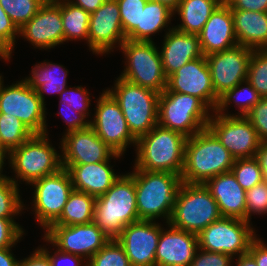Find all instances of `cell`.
Segmentation results:
<instances>
[{
	"instance_id": "1",
	"label": "cell",
	"mask_w": 267,
	"mask_h": 266,
	"mask_svg": "<svg viewBox=\"0 0 267 266\" xmlns=\"http://www.w3.org/2000/svg\"><path fill=\"white\" fill-rule=\"evenodd\" d=\"M131 172L120 174L105 194L96 197L93 223L110 239H117L127 225L140 221L134 169Z\"/></svg>"
},
{
	"instance_id": "2",
	"label": "cell",
	"mask_w": 267,
	"mask_h": 266,
	"mask_svg": "<svg viewBox=\"0 0 267 266\" xmlns=\"http://www.w3.org/2000/svg\"><path fill=\"white\" fill-rule=\"evenodd\" d=\"M235 158L208 129L186 139L182 182L204 184L231 171Z\"/></svg>"
},
{
	"instance_id": "3",
	"label": "cell",
	"mask_w": 267,
	"mask_h": 266,
	"mask_svg": "<svg viewBox=\"0 0 267 266\" xmlns=\"http://www.w3.org/2000/svg\"><path fill=\"white\" fill-rule=\"evenodd\" d=\"M186 139L183 134L157 124L137 139L133 169L181 175Z\"/></svg>"
},
{
	"instance_id": "4",
	"label": "cell",
	"mask_w": 267,
	"mask_h": 266,
	"mask_svg": "<svg viewBox=\"0 0 267 266\" xmlns=\"http://www.w3.org/2000/svg\"><path fill=\"white\" fill-rule=\"evenodd\" d=\"M134 182L139 219L168 223L182 184L181 175L134 169Z\"/></svg>"
},
{
	"instance_id": "5",
	"label": "cell",
	"mask_w": 267,
	"mask_h": 266,
	"mask_svg": "<svg viewBox=\"0 0 267 266\" xmlns=\"http://www.w3.org/2000/svg\"><path fill=\"white\" fill-rule=\"evenodd\" d=\"M48 134H34L8 153V163L14 172L10 179L19 186L57 173L62 169L61 153L53 147ZM19 181V183H18Z\"/></svg>"
},
{
	"instance_id": "6",
	"label": "cell",
	"mask_w": 267,
	"mask_h": 266,
	"mask_svg": "<svg viewBox=\"0 0 267 266\" xmlns=\"http://www.w3.org/2000/svg\"><path fill=\"white\" fill-rule=\"evenodd\" d=\"M118 102L131 134L136 138L147 134L158 124L159 93L121 77L106 89Z\"/></svg>"
},
{
	"instance_id": "7",
	"label": "cell",
	"mask_w": 267,
	"mask_h": 266,
	"mask_svg": "<svg viewBox=\"0 0 267 266\" xmlns=\"http://www.w3.org/2000/svg\"><path fill=\"white\" fill-rule=\"evenodd\" d=\"M221 217L216 200L204 184L182 182L168 223L198 235Z\"/></svg>"
},
{
	"instance_id": "8",
	"label": "cell",
	"mask_w": 267,
	"mask_h": 266,
	"mask_svg": "<svg viewBox=\"0 0 267 266\" xmlns=\"http://www.w3.org/2000/svg\"><path fill=\"white\" fill-rule=\"evenodd\" d=\"M213 111L198 97L163 91L158 100V125L189 138L207 128Z\"/></svg>"
},
{
	"instance_id": "9",
	"label": "cell",
	"mask_w": 267,
	"mask_h": 266,
	"mask_svg": "<svg viewBox=\"0 0 267 266\" xmlns=\"http://www.w3.org/2000/svg\"><path fill=\"white\" fill-rule=\"evenodd\" d=\"M124 57V70L119 77L161 94L167 86V77L155 42L126 39L119 47Z\"/></svg>"
},
{
	"instance_id": "10",
	"label": "cell",
	"mask_w": 267,
	"mask_h": 266,
	"mask_svg": "<svg viewBox=\"0 0 267 266\" xmlns=\"http://www.w3.org/2000/svg\"><path fill=\"white\" fill-rule=\"evenodd\" d=\"M252 222L221 217L214 221L198 235V247L208 252L231 255L233 258L248 253L251 242L259 236Z\"/></svg>"
},
{
	"instance_id": "11",
	"label": "cell",
	"mask_w": 267,
	"mask_h": 266,
	"mask_svg": "<svg viewBox=\"0 0 267 266\" xmlns=\"http://www.w3.org/2000/svg\"><path fill=\"white\" fill-rule=\"evenodd\" d=\"M34 189L30 208L36 222L46 230L62 214L64 206L74 190L72 179L67 169L44 176L30 184Z\"/></svg>"
},
{
	"instance_id": "12",
	"label": "cell",
	"mask_w": 267,
	"mask_h": 266,
	"mask_svg": "<svg viewBox=\"0 0 267 266\" xmlns=\"http://www.w3.org/2000/svg\"><path fill=\"white\" fill-rule=\"evenodd\" d=\"M47 108L27 82L22 78L16 83L0 87V113L14 115L33 134H48Z\"/></svg>"
},
{
	"instance_id": "13",
	"label": "cell",
	"mask_w": 267,
	"mask_h": 266,
	"mask_svg": "<svg viewBox=\"0 0 267 266\" xmlns=\"http://www.w3.org/2000/svg\"><path fill=\"white\" fill-rule=\"evenodd\" d=\"M100 94L90 127L115 153L124 155L129 145L136 146L137 139L131 134L118 102L106 89Z\"/></svg>"
},
{
	"instance_id": "14",
	"label": "cell",
	"mask_w": 267,
	"mask_h": 266,
	"mask_svg": "<svg viewBox=\"0 0 267 266\" xmlns=\"http://www.w3.org/2000/svg\"><path fill=\"white\" fill-rule=\"evenodd\" d=\"M46 243L58 250L78 255L88 261L109 240L93 222L72 226L50 225L43 235Z\"/></svg>"
},
{
	"instance_id": "15",
	"label": "cell",
	"mask_w": 267,
	"mask_h": 266,
	"mask_svg": "<svg viewBox=\"0 0 267 266\" xmlns=\"http://www.w3.org/2000/svg\"><path fill=\"white\" fill-rule=\"evenodd\" d=\"M207 128L235 159L255 157L262 143L245 116H223L213 112Z\"/></svg>"
},
{
	"instance_id": "16",
	"label": "cell",
	"mask_w": 267,
	"mask_h": 266,
	"mask_svg": "<svg viewBox=\"0 0 267 266\" xmlns=\"http://www.w3.org/2000/svg\"><path fill=\"white\" fill-rule=\"evenodd\" d=\"M116 0H106L90 14L88 47L95 55L114 52L126 40Z\"/></svg>"
},
{
	"instance_id": "17",
	"label": "cell",
	"mask_w": 267,
	"mask_h": 266,
	"mask_svg": "<svg viewBox=\"0 0 267 266\" xmlns=\"http://www.w3.org/2000/svg\"><path fill=\"white\" fill-rule=\"evenodd\" d=\"M21 37L40 50L64 44L61 0H46L38 12L19 29Z\"/></svg>"
},
{
	"instance_id": "18",
	"label": "cell",
	"mask_w": 267,
	"mask_h": 266,
	"mask_svg": "<svg viewBox=\"0 0 267 266\" xmlns=\"http://www.w3.org/2000/svg\"><path fill=\"white\" fill-rule=\"evenodd\" d=\"M252 53L253 49L237 45L205 56L214 91L218 97L247 80L248 64Z\"/></svg>"
},
{
	"instance_id": "19",
	"label": "cell",
	"mask_w": 267,
	"mask_h": 266,
	"mask_svg": "<svg viewBox=\"0 0 267 266\" xmlns=\"http://www.w3.org/2000/svg\"><path fill=\"white\" fill-rule=\"evenodd\" d=\"M164 91L196 96L213 112L219 101V97L214 91L205 56L189 61L170 75L167 78V86Z\"/></svg>"
},
{
	"instance_id": "20",
	"label": "cell",
	"mask_w": 267,
	"mask_h": 266,
	"mask_svg": "<svg viewBox=\"0 0 267 266\" xmlns=\"http://www.w3.org/2000/svg\"><path fill=\"white\" fill-rule=\"evenodd\" d=\"M162 224L140 220L127 225L116 239L124 248L131 266H155V253Z\"/></svg>"
},
{
	"instance_id": "21",
	"label": "cell",
	"mask_w": 267,
	"mask_h": 266,
	"mask_svg": "<svg viewBox=\"0 0 267 266\" xmlns=\"http://www.w3.org/2000/svg\"><path fill=\"white\" fill-rule=\"evenodd\" d=\"M59 140L62 164L104 162L115 153L90 126L63 134Z\"/></svg>"
},
{
	"instance_id": "22",
	"label": "cell",
	"mask_w": 267,
	"mask_h": 266,
	"mask_svg": "<svg viewBox=\"0 0 267 266\" xmlns=\"http://www.w3.org/2000/svg\"><path fill=\"white\" fill-rule=\"evenodd\" d=\"M155 253V266H190L198 250L197 235L166 223Z\"/></svg>"
},
{
	"instance_id": "23",
	"label": "cell",
	"mask_w": 267,
	"mask_h": 266,
	"mask_svg": "<svg viewBox=\"0 0 267 266\" xmlns=\"http://www.w3.org/2000/svg\"><path fill=\"white\" fill-rule=\"evenodd\" d=\"M123 155L114 153L107 161L89 164H62L68 170L74 190L98 197L119 178L115 173L111 159L118 160Z\"/></svg>"
},
{
	"instance_id": "24",
	"label": "cell",
	"mask_w": 267,
	"mask_h": 266,
	"mask_svg": "<svg viewBox=\"0 0 267 266\" xmlns=\"http://www.w3.org/2000/svg\"><path fill=\"white\" fill-rule=\"evenodd\" d=\"M198 37L204 56L238 45L231 8L225 1L210 15Z\"/></svg>"
},
{
	"instance_id": "25",
	"label": "cell",
	"mask_w": 267,
	"mask_h": 266,
	"mask_svg": "<svg viewBox=\"0 0 267 266\" xmlns=\"http://www.w3.org/2000/svg\"><path fill=\"white\" fill-rule=\"evenodd\" d=\"M161 47L159 53L167 78L189 61L204 56L198 35L184 33L174 27L165 32Z\"/></svg>"
},
{
	"instance_id": "26",
	"label": "cell",
	"mask_w": 267,
	"mask_h": 266,
	"mask_svg": "<svg viewBox=\"0 0 267 266\" xmlns=\"http://www.w3.org/2000/svg\"><path fill=\"white\" fill-rule=\"evenodd\" d=\"M204 185L216 200L222 217L246 220V191L231 171L214 176Z\"/></svg>"
},
{
	"instance_id": "27",
	"label": "cell",
	"mask_w": 267,
	"mask_h": 266,
	"mask_svg": "<svg viewBox=\"0 0 267 266\" xmlns=\"http://www.w3.org/2000/svg\"><path fill=\"white\" fill-rule=\"evenodd\" d=\"M238 45L267 49V12L231 10Z\"/></svg>"
},
{
	"instance_id": "28",
	"label": "cell",
	"mask_w": 267,
	"mask_h": 266,
	"mask_svg": "<svg viewBox=\"0 0 267 266\" xmlns=\"http://www.w3.org/2000/svg\"><path fill=\"white\" fill-rule=\"evenodd\" d=\"M174 19L173 11L166 5L148 0L144 9L141 10L139 16V24L137 27L126 37L131 41H144L153 42L152 36L159 34L164 28V31L168 32L173 28L171 20Z\"/></svg>"
},
{
	"instance_id": "29",
	"label": "cell",
	"mask_w": 267,
	"mask_h": 266,
	"mask_svg": "<svg viewBox=\"0 0 267 266\" xmlns=\"http://www.w3.org/2000/svg\"><path fill=\"white\" fill-rule=\"evenodd\" d=\"M68 69L58 63L44 60L33 65L32 71L24 80L45 104V93L60 95L67 86ZM45 92V93H44Z\"/></svg>"
},
{
	"instance_id": "30",
	"label": "cell",
	"mask_w": 267,
	"mask_h": 266,
	"mask_svg": "<svg viewBox=\"0 0 267 266\" xmlns=\"http://www.w3.org/2000/svg\"><path fill=\"white\" fill-rule=\"evenodd\" d=\"M224 0H180L173 12L180 24L173 27L181 32L198 35L210 15Z\"/></svg>"
},
{
	"instance_id": "31",
	"label": "cell",
	"mask_w": 267,
	"mask_h": 266,
	"mask_svg": "<svg viewBox=\"0 0 267 266\" xmlns=\"http://www.w3.org/2000/svg\"><path fill=\"white\" fill-rule=\"evenodd\" d=\"M96 197L73 190L60 217L52 225L72 226L93 222Z\"/></svg>"
},
{
	"instance_id": "32",
	"label": "cell",
	"mask_w": 267,
	"mask_h": 266,
	"mask_svg": "<svg viewBox=\"0 0 267 266\" xmlns=\"http://www.w3.org/2000/svg\"><path fill=\"white\" fill-rule=\"evenodd\" d=\"M260 99L261 96L258 92L245 80L240 82L233 89L227 90L219 97L214 112L223 116H245ZM233 104L238 108V112L235 114H228V107Z\"/></svg>"
},
{
	"instance_id": "33",
	"label": "cell",
	"mask_w": 267,
	"mask_h": 266,
	"mask_svg": "<svg viewBox=\"0 0 267 266\" xmlns=\"http://www.w3.org/2000/svg\"><path fill=\"white\" fill-rule=\"evenodd\" d=\"M64 42L84 40L88 45L90 13L68 0H61Z\"/></svg>"
},
{
	"instance_id": "34",
	"label": "cell",
	"mask_w": 267,
	"mask_h": 266,
	"mask_svg": "<svg viewBox=\"0 0 267 266\" xmlns=\"http://www.w3.org/2000/svg\"><path fill=\"white\" fill-rule=\"evenodd\" d=\"M34 134L17 117L0 113V148L7 154Z\"/></svg>"
},
{
	"instance_id": "35",
	"label": "cell",
	"mask_w": 267,
	"mask_h": 266,
	"mask_svg": "<svg viewBox=\"0 0 267 266\" xmlns=\"http://www.w3.org/2000/svg\"><path fill=\"white\" fill-rule=\"evenodd\" d=\"M20 193L19 186L9 176L0 178V218L22 216V211L27 208Z\"/></svg>"
},
{
	"instance_id": "36",
	"label": "cell",
	"mask_w": 267,
	"mask_h": 266,
	"mask_svg": "<svg viewBox=\"0 0 267 266\" xmlns=\"http://www.w3.org/2000/svg\"><path fill=\"white\" fill-rule=\"evenodd\" d=\"M231 172L245 191L264 180L262 169L256 157L235 159Z\"/></svg>"
},
{
	"instance_id": "37",
	"label": "cell",
	"mask_w": 267,
	"mask_h": 266,
	"mask_svg": "<svg viewBox=\"0 0 267 266\" xmlns=\"http://www.w3.org/2000/svg\"><path fill=\"white\" fill-rule=\"evenodd\" d=\"M46 0H0V5L12 22L20 29L27 23Z\"/></svg>"
},
{
	"instance_id": "38",
	"label": "cell",
	"mask_w": 267,
	"mask_h": 266,
	"mask_svg": "<svg viewBox=\"0 0 267 266\" xmlns=\"http://www.w3.org/2000/svg\"><path fill=\"white\" fill-rule=\"evenodd\" d=\"M247 81L261 97H267V49L253 50L248 64Z\"/></svg>"
},
{
	"instance_id": "39",
	"label": "cell",
	"mask_w": 267,
	"mask_h": 266,
	"mask_svg": "<svg viewBox=\"0 0 267 266\" xmlns=\"http://www.w3.org/2000/svg\"><path fill=\"white\" fill-rule=\"evenodd\" d=\"M87 266H131V263L123 246L111 239L87 261Z\"/></svg>"
},
{
	"instance_id": "40",
	"label": "cell",
	"mask_w": 267,
	"mask_h": 266,
	"mask_svg": "<svg viewBox=\"0 0 267 266\" xmlns=\"http://www.w3.org/2000/svg\"><path fill=\"white\" fill-rule=\"evenodd\" d=\"M16 38L19 39V29L0 5V60H11Z\"/></svg>"
},
{
	"instance_id": "41",
	"label": "cell",
	"mask_w": 267,
	"mask_h": 266,
	"mask_svg": "<svg viewBox=\"0 0 267 266\" xmlns=\"http://www.w3.org/2000/svg\"><path fill=\"white\" fill-rule=\"evenodd\" d=\"M90 92L85 87L80 86H68L59 95V102H66L70 108L75 109L77 112L83 114L89 121H91V99ZM91 118V119H89Z\"/></svg>"
},
{
	"instance_id": "42",
	"label": "cell",
	"mask_w": 267,
	"mask_h": 266,
	"mask_svg": "<svg viewBox=\"0 0 267 266\" xmlns=\"http://www.w3.org/2000/svg\"><path fill=\"white\" fill-rule=\"evenodd\" d=\"M123 33L127 37L139 24L141 10L144 9L148 0H116Z\"/></svg>"
},
{
	"instance_id": "43",
	"label": "cell",
	"mask_w": 267,
	"mask_h": 266,
	"mask_svg": "<svg viewBox=\"0 0 267 266\" xmlns=\"http://www.w3.org/2000/svg\"><path fill=\"white\" fill-rule=\"evenodd\" d=\"M267 214V181L263 180L246 191V221L253 215Z\"/></svg>"
},
{
	"instance_id": "44",
	"label": "cell",
	"mask_w": 267,
	"mask_h": 266,
	"mask_svg": "<svg viewBox=\"0 0 267 266\" xmlns=\"http://www.w3.org/2000/svg\"><path fill=\"white\" fill-rule=\"evenodd\" d=\"M16 218H0V248L15 247L26 232Z\"/></svg>"
},
{
	"instance_id": "45",
	"label": "cell",
	"mask_w": 267,
	"mask_h": 266,
	"mask_svg": "<svg viewBox=\"0 0 267 266\" xmlns=\"http://www.w3.org/2000/svg\"><path fill=\"white\" fill-rule=\"evenodd\" d=\"M245 117L252 124L262 142H267V97H261Z\"/></svg>"
},
{
	"instance_id": "46",
	"label": "cell",
	"mask_w": 267,
	"mask_h": 266,
	"mask_svg": "<svg viewBox=\"0 0 267 266\" xmlns=\"http://www.w3.org/2000/svg\"><path fill=\"white\" fill-rule=\"evenodd\" d=\"M59 106L61 108L57 114L60 115L67 126L65 132H63L64 134L71 131L86 129L90 126V121L83 114L70 108L65 101L59 102Z\"/></svg>"
},
{
	"instance_id": "47",
	"label": "cell",
	"mask_w": 267,
	"mask_h": 266,
	"mask_svg": "<svg viewBox=\"0 0 267 266\" xmlns=\"http://www.w3.org/2000/svg\"><path fill=\"white\" fill-rule=\"evenodd\" d=\"M231 255L217 252H208L198 248L190 266H233Z\"/></svg>"
},
{
	"instance_id": "48",
	"label": "cell",
	"mask_w": 267,
	"mask_h": 266,
	"mask_svg": "<svg viewBox=\"0 0 267 266\" xmlns=\"http://www.w3.org/2000/svg\"><path fill=\"white\" fill-rule=\"evenodd\" d=\"M45 246L40 248L47 254L52 266H87V261L78 255L62 252L55 247L52 248L54 252H51V249L48 250L49 247Z\"/></svg>"
},
{
	"instance_id": "49",
	"label": "cell",
	"mask_w": 267,
	"mask_h": 266,
	"mask_svg": "<svg viewBox=\"0 0 267 266\" xmlns=\"http://www.w3.org/2000/svg\"><path fill=\"white\" fill-rule=\"evenodd\" d=\"M231 10L267 12V0H224Z\"/></svg>"
},
{
	"instance_id": "50",
	"label": "cell",
	"mask_w": 267,
	"mask_h": 266,
	"mask_svg": "<svg viewBox=\"0 0 267 266\" xmlns=\"http://www.w3.org/2000/svg\"><path fill=\"white\" fill-rule=\"evenodd\" d=\"M248 253L255 259L257 266H267V243L258 236L251 242Z\"/></svg>"
},
{
	"instance_id": "51",
	"label": "cell",
	"mask_w": 267,
	"mask_h": 266,
	"mask_svg": "<svg viewBox=\"0 0 267 266\" xmlns=\"http://www.w3.org/2000/svg\"><path fill=\"white\" fill-rule=\"evenodd\" d=\"M18 266H52L47 254L38 246L31 255L19 260Z\"/></svg>"
},
{
	"instance_id": "52",
	"label": "cell",
	"mask_w": 267,
	"mask_h": 266,
	"mask_svg": "<svg viewBox=\"0 0 267 266\" xmlns=\"http://www.w3.org/2000/svg\"><path fill=\"white\" fill-rule=\"evenodd\" d=\"M12 248H0V266H18L19 260L16 259Z\"/></svg>"
},
{
	"instance_id": "53",
	"label": "cell",
	"mask_w": 267,
	"mask_h": 266,
	"mask_svg": "<svg viewBox=\"0 0 267 266\" xmlns=\"http://www.w3.org/2000/svg\"><path fill=\"white\" fill-rule=\"evenodd\" d=\"M88 13L95 12L106 0H68Z\"/></svg>"
},
{
	"instance_id": "54",
	"label": "cell",
	"mask_w": 267,
	"mask_h": 266,
	"mask_svg": "<svg viewBox=\"0 0 267 266\" xmlns=\"http://www.w3.org/2000/svg\"><path fill=\"white\" fill-rule=\"evenodd\" d=\"M262 169L263 178L267 181V142H262L255 156Z\"/></svg>"
},
{
	"instance_id": "55",
	"label": "cell",
	"mask_w": 267,
	"mask_h": 266,
	"mask_svg": "<svg viewBox=\"0 0 267 266\" xmlns=\"http://www.w3.org/2000/svg\"><path fill=\"white\" fill-rule=\"evenodd\" d=\"M235 266H257L255 259L249 254H243L236 257Z\"/></svg>"
},
{
	"instance_id": "56",
	"label": "cell",
	"mask_w": 267,
	"mask_h": 266,
	"mask_svg": "<svg viewBox=\"0 0 267 266\" xmlns=\"http://www.w3.org/2000/svg\"><path fill=\"white\" fill-rule=\"evenodd\" d=\"M6 159H8V154L2 148H0V178L7 176L6 174H3L5 164H7L5 163Z\"/></svg>"
},
{
	"instance_id": "57",
	"label": "cell",
	"mask_w": 267,
	"mask_h": 266,
	"mask_svg": "<svg viewBox=\"0 0 267 266\" xmlns=\"http://www.w3.org/2000/svg\"><path fill=\"white\" fill-rule=\"evenodd\" d=\"M156 2H160L170 8L173 12L176 10L177 6L180 3V0H153Z\"/></svg>"
},
{
	"instance_id": "58",
	"label": "cell",
	"mask_w": 267,
	"mask_h": 266,
	"mask_svg": "<svg viewBox=\"0 0 267 266\" xmlns=\"http://www.w3.org/2000/svg\"><path fill=\"white\" fill-rule=\"evenodd\" d=\"M3 82H4V77L2 76V74H0V87H1Z\"/></svg>"
}]
</instances>
